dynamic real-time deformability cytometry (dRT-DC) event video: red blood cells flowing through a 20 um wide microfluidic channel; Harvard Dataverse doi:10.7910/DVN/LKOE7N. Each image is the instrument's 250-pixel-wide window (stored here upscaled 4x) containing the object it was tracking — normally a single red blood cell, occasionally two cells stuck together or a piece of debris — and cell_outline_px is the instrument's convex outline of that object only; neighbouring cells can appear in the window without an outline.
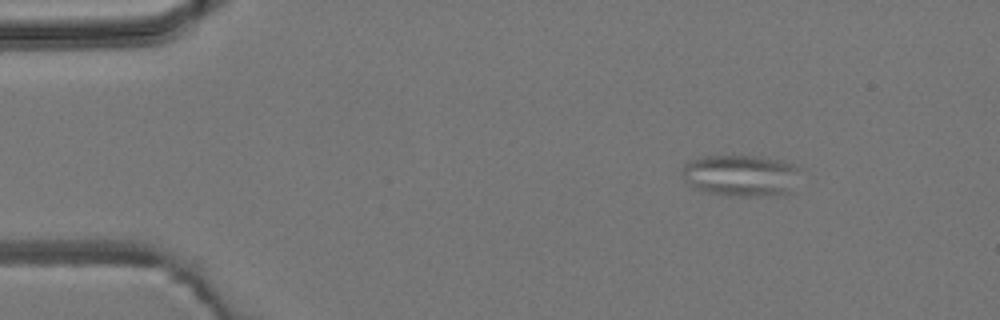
{"species": "common noctule bat (a hibernating species)", "species_latin": "Nyctalus noctula", "temperature_condition": "room temperature", "stored_images_in_passage": 4, "camera_frame_rate_fps": 3000, "um_per_image_px": 0.085, "animal": {"sex": "male", "body_mass_g": 19.2, "forearm_length_mm": 51.8}, "frame": {"image": 1, "passage_image": 1, "time_ms": 0.0, "image_size_px": [1000, 320], "cell_outline_px": [[800, 168], [792, 192], [772, 196], [720, 196], [704, 192], [692, 188], [684, 180], [680, 172], [684, 164], [688, 160], [704, 156], [756, 156], [784, 160], [796, 164]], "centroid_in_image_um": [62.95, 14.93], "position_along_channel_um": 22.1, "area_um2": 29.48}}
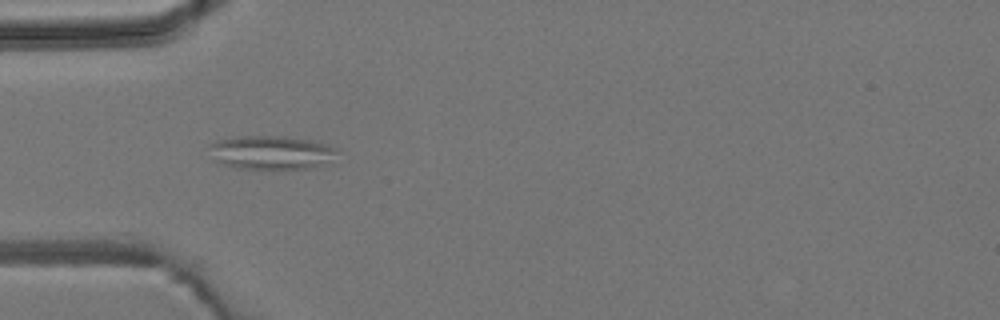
{"frame": {"image": 2, "passage_image": 3, "time_ms": 3.0, "image_size_px": [1000, 320], "cell_outline_px": [[336, 148], [332, 164], [316, 168], [272, 172], [232, 168], [220, 164], [216, 160], [208, 144], [216, 140], [240, 136], [288, 136], [328, 144]], "centroid_in_image_um": [23.1, 13.03], "position_along_channel_um": 61.9, "area_um2": 26.53}}
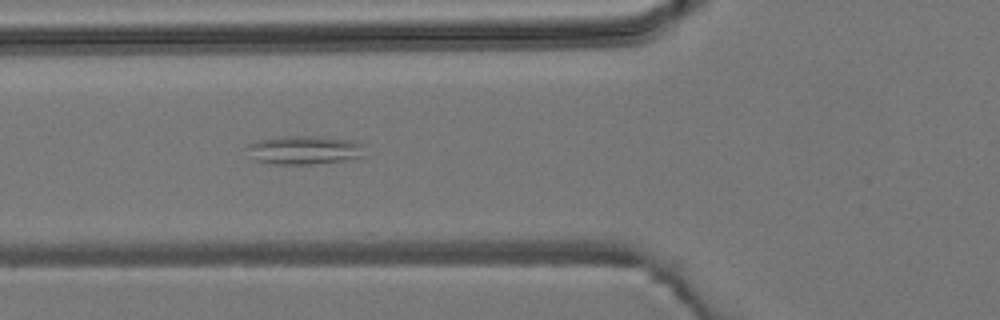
{"frame": {"image": 3, "passage_image": 4, "time_ms": 4.0, "image_size_px": [1000, 320], "cell_outline_px": [[364, 156], [344, 160], [312, 164], [276, 164], [256, 160], [248, 148], [248, 144], [260, 140], [284, 136], [312, 136], [352, 140], [364, 144]], "centroid_in_image_um": [25.94, 12.75], "position_along_channel_um": 99.9, "area_um2": 19.31}}